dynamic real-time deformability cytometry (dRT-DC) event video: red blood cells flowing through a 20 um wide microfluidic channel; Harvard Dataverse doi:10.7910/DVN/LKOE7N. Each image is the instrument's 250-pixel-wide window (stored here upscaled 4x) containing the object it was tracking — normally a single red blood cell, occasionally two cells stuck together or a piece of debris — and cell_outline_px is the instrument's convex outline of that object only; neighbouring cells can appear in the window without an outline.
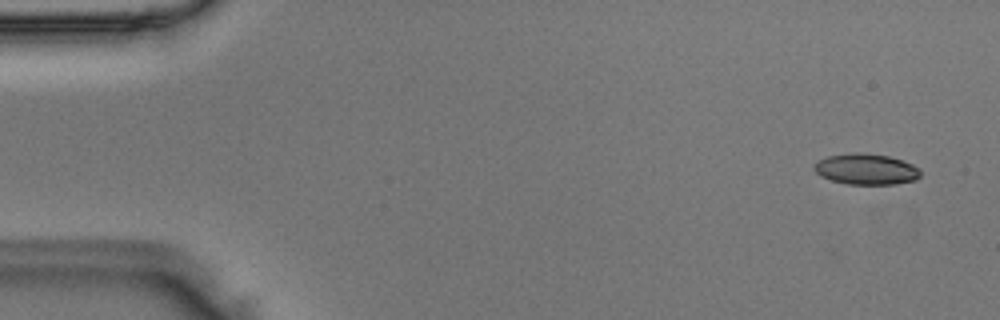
{"species": "Egyptian fruit bat (a non-hibernating species)", "species_latin": "Rousettus aegyptiacus", "temperature_condition": "room temperature", "stored_images_in_passage": 49, "camera_frame_rate_fps": 3000, "um_per_image_px": 0.085, "animal": {"sex": "male"}, "frame": {"image": 1, "passage_image": 1, "time_ms": 0.0, "image_size_px": [1000, 320], "cell_outline_px": [[920, 176], [916, 180], [896, 184], [848, 184], [832, 180], [820, 176], [812, 168], [816, 160], [828, 156], [852, 152], [860, 152], [888, 156], [912, 164], [920, 168]], "centroid_in_image_um": [73.6, 14.37], "position_along_channel_um": 11.4, "area_um2": 19.25}}
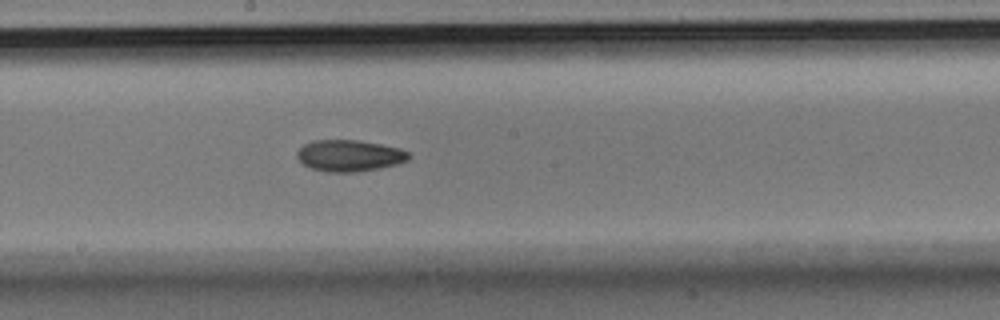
{"frame": {"image": 2, "passage_image": 26, "time_ms": 8.333, "image_size_px": [1000, 320], "cell_outline_px": [[412, 156], [408, 160], [400, 164], [356, 172], [328, 172], [312, 168], [304, 164], [296, 156], [296, 152], [304, 144], [312, 140], [360, 140], [400, 148], [408, 152]], "centroid_in_image_um": [29.73, 13.22], "position_along_channel_um": 218.5, "area_um2": 20.58}}
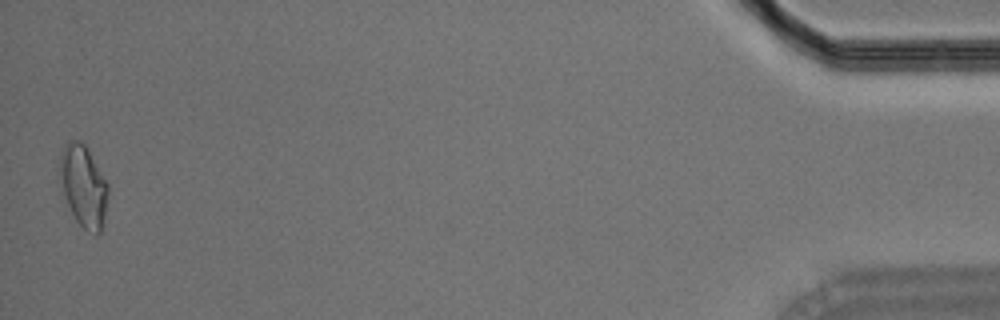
{"frame": {"image": 3, "passage_image": 49, "time_ms": 16.0, "image_size_px": [1000, 320], "cell_outline_px": [[108, 196], [104, 224], [100, 232], [96, 236], [84, 228], [76, 220], [68, 204], [56, 172], [56, 168], [64, 144], [68, 140], [80, 140], [88, 148], [108, 184]], "centroid_in_image_um": [7.07, 15.78], "position_along_channel_um": 428.1, "area_um2": 23.47}}